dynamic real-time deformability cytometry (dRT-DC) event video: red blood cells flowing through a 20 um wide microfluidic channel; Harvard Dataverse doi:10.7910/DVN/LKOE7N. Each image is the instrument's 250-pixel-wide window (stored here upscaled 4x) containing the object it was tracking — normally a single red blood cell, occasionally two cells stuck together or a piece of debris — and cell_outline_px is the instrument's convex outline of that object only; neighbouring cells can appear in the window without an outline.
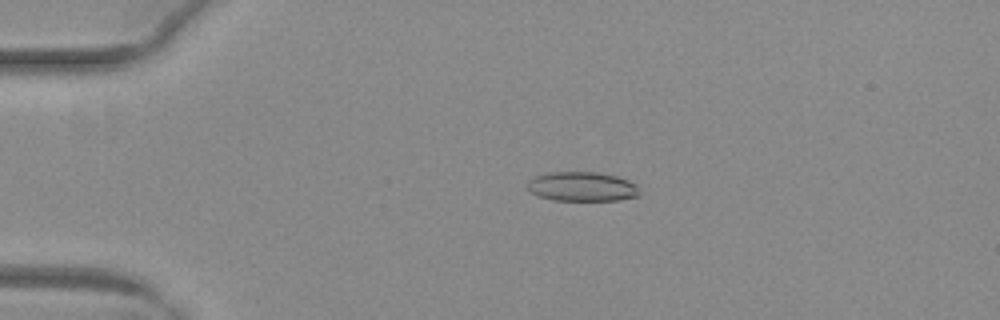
{"species": "common noctule bat (a hibernating species)", "species_latin": "Nyctalus noctula", "temperature_condition": "warm", "stored_images_in_passage": 52, "camera_frame_rate_fps": 3000, "um_per_image_px": 0.085, "animal": {"sex": "female", "body_mass_g": 29.2, "forearm_length_mm": 56.3}, "frame": {"image": 1, "passage_image": 12, "time_ms": 3.667, "image_size_px": [1000, 320], "cell_outline_px": [[640, 196], [616, 200], [552, 200], [540, 196], [532, 192], [528, 188], [528, 180], [536, 176], [552, 172], [596, 172], [616, 176], [628, 180], [636, 184]], "centroid_in_image_um": [49.49, 15.86], "position_along_channel_um": 35.5, "area_um2": 19.02}}
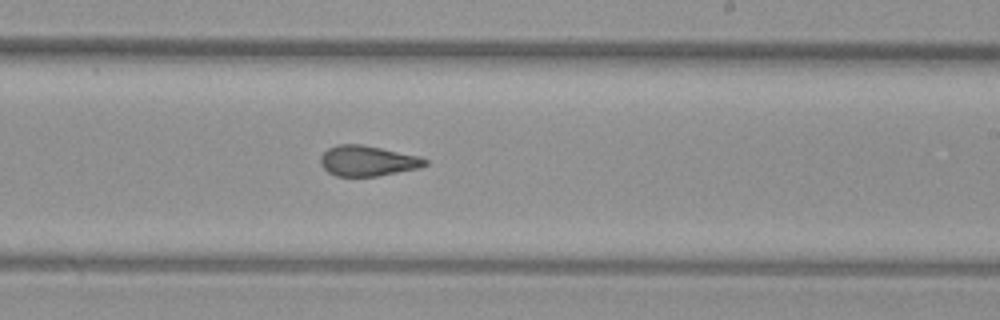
{"frame": {"image": 2, "passage_image": 32, "time_ms": 10.333, "image_size_px": [1000, 320], "cell_outline_px": [[428, 164], [420, 168], [376, 176], [336, 176], [328, 172], [320, 164], [320, 156], [328, 148], [336, 144], [360, 144], [420, 156], [428, 160]], "centroid_in_image_um": [31.24, 13.67], "position_along_channel_um": 257.8, "area_um2": 18.55}}
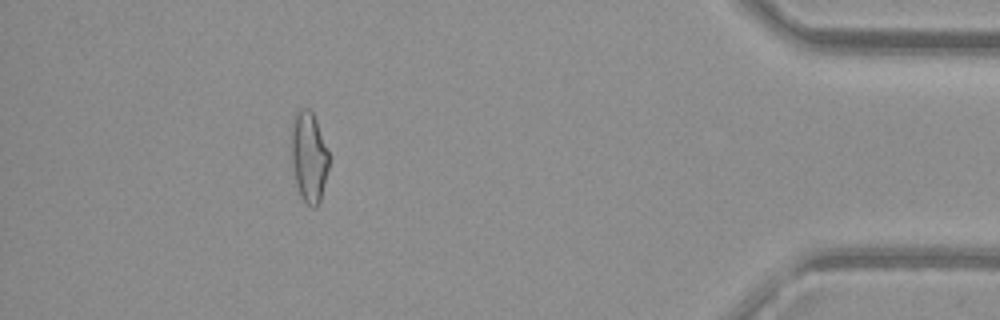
{"frame": {"image": 3, "passage_image": 47, "time_ms": 15.333, "image_size_px": [1000, 320], "cell_outline_px": [[328, 168], [320, 200], [316, 208], [312, 208], [300, 196], [296, 184], [292, 164], [292, 124], [296, 112], [300, 108], [308, 108], [312, 112], [316, 120], [328, 148]], "centroid_in_image_um": [26.26, 13.33], "position_along_channel_um": 408.9, "area_um2": 19.59}, "authors_computed_cell_mechanics": {"area_um2": 19.5942, "velocity_mm_per_s": 4.0632, "shape_relaxation_time_tau1_ms": null, "shape_relaxation_time_tau2_ms": 1.7461, "deformation_change_tau1": null, "deformation_change_tau2": 0.0979}}